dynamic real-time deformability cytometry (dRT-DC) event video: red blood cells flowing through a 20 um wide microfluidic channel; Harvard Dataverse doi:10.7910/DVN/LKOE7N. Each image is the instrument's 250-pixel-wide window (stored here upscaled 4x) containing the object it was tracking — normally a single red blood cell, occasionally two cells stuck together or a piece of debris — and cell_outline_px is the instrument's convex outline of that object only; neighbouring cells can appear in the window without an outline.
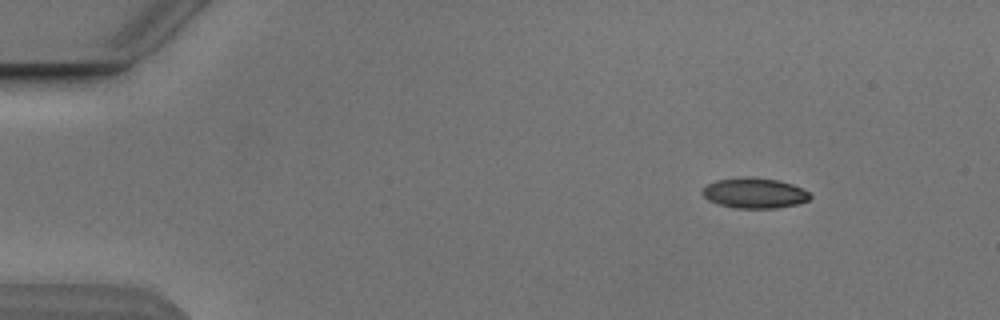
{"species": "Egyptian fruit bat (a non-hibernating species)", "species_latin": "Rousettus aegyptiacus", "temperature_condition": "cold", "stored_images_in_passage": 4, "camera_frame_rate_fps": 3000, "um_per_image_px": 0.085, "animal": {"sex": "male"}, "frame": {"image": 1, "passage_image": 1, "time_ms": 0.0, "image_size_px": [1000, 320], "cell_outline_px": [[812, 196], [808, 200], [796, 204], [776, 208], [736, 208], [720, 204], [708, 200], [704, 196], [704, 188], [708, 184], [716, 180], [776, 180], [792, 184], [808, 192]], "centroid_in_image_um": [64.17, 16.47], "position_along_channel_um": 20.8, "area_um2": 17.86}}